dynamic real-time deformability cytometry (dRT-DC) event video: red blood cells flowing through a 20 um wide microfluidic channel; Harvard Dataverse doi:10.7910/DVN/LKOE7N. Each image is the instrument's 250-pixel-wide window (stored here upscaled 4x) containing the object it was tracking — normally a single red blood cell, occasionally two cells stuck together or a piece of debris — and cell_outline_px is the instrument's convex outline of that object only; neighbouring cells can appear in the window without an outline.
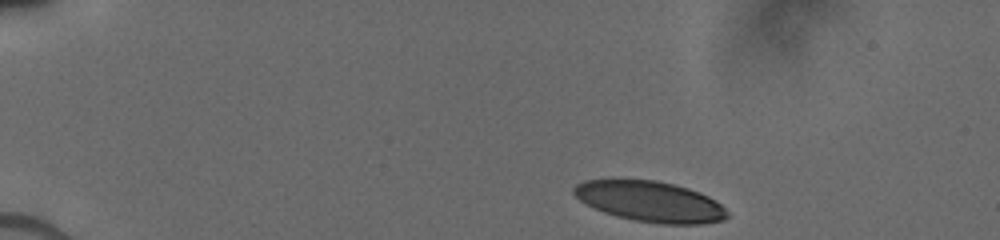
{"species": "human", "species_latin": "Homo sapiens", "temperature_condition": "cold", "stored_images_in_passage": 35, "camera_frame_rate_fps": 3000, "um_per_image_px": 0.085, "donor": {"sex": "male"}, "frame": {"image": 1, "passage_image": 1, "time_ms": 0.0, "image_size_px": [1000, 240], "cell_outline_px": [[728, 216], [724, 220], [704, 224], [660, 224], [632, 220], [616, 216], [604, 212], [580, 200], [572, 192], [572, 188], [576, 184], [584, 180], [656, 180], [688, 188], [700, 192], [716, 200], [728, 212]], "centroid_in_image_um": [55.29, 17.14], "position_along_channel_um": 29.7, "area_um2": 36.24}}
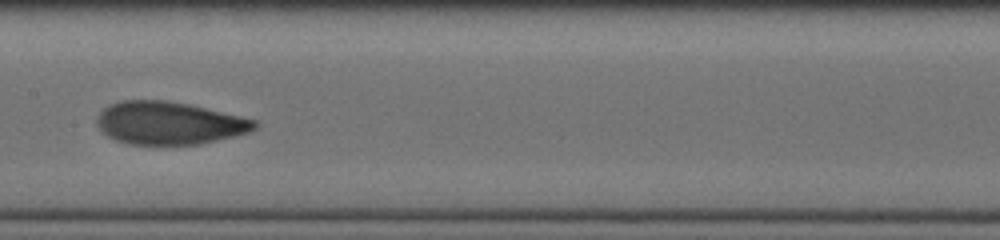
{"frame": {"image": 2, "passage_image": 16, "time_ms": 6.333, "image_size_px": [1000, 240], "cell_outline_px": [[260, 124], [256, 128], [248, 132], [200, 144], [128, 144], [116, 140], [108, 136], [96, 124], [96, 120], [100, 112], [104, 108], [120, 100], [164, 100], [188, 104], [240, 116], [256, 120]], "centroid_in_image_um": [14.37, 10.45], "position_along_channel_um": 193.0, "area_um2": 38.96}}
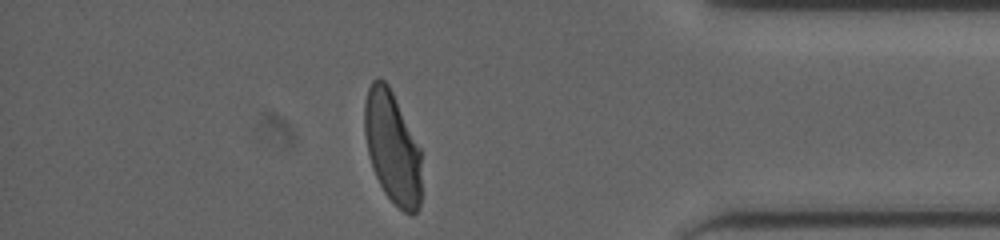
{"frame": {"image": 3, "passage_image": 30, "time_ms": 12.0, "image_size_px": [1000, 240], "cell_outline_px": [[420, 204], [416, 212], [412, 216], [404, 212], [384, 192], [372, 168], [368, 152], [364, 132], [364, 104], [368, 88], [372, 80], [376, 76], [380, 76], [388, 84], [420, 148]], "centroid_in_image_um": [33.32, 12.51], "position_along_channel_um": 401.9, "area_um2": 36.99}}